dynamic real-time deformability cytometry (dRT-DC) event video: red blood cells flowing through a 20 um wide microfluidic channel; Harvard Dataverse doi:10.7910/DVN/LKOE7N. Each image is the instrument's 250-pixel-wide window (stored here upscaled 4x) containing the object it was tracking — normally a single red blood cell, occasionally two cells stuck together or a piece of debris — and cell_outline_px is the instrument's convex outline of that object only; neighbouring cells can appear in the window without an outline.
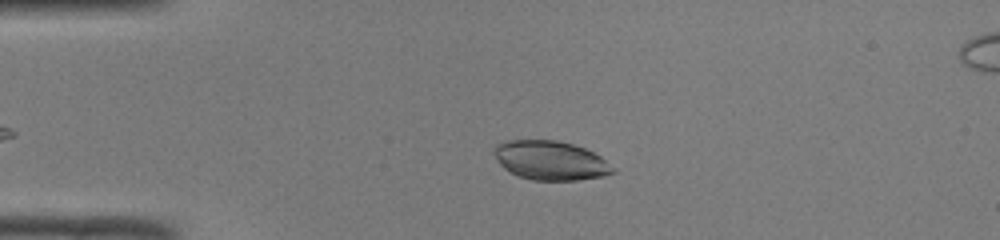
{"species": "common noctule bat (a hibernating species)", "species_latin": "Nyctalus noctula", "temperature_condition": "room temperature", "stored_images_in_passage": 40, "camera_frame_rate_fps": 3000, "um_per_image_px": 0.085, "animal": {"sex": "male", "body_mass_g": 19.0, "forearm_length_mm": 50.8}, "frame": {"image": 1, "passage_image": 7, "time_ms": 2.0, "image_size_px": [1000, 240], "cell_outline_px": [[616, 172], [604, 176], [576, 180], [532, 180], [520, 176], [504, 168], [500, 164], [492, 152], [496, 144], [508, 140], [556, 140], [572, 144], [584, 148], [600, 156], [616, 168]], "centroid_in_image_um": [46.8, 13.63], "position_along_channel_um": 38.2, "area_um2": 27.05}}
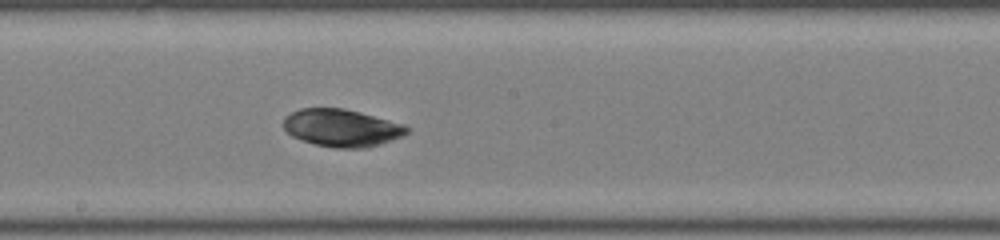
{"frame": {"image": 2, "passage_image": 23, "time_ms": 7.333, "image_size_px": [1000, 240], "cell_outline_px": [[408, 132], [404, 136], [380, 144], [364, 148], [336, 148], [316, 144], [300, 140], [292, 136], [284, 128], [284, 116], [300, 108], [344, 108], [404, 124], [408, 128]], "centroid_in_image_um": [29.04, 10.87], "position_along_channel_um": 219.2, "area_um2": 26.88}}
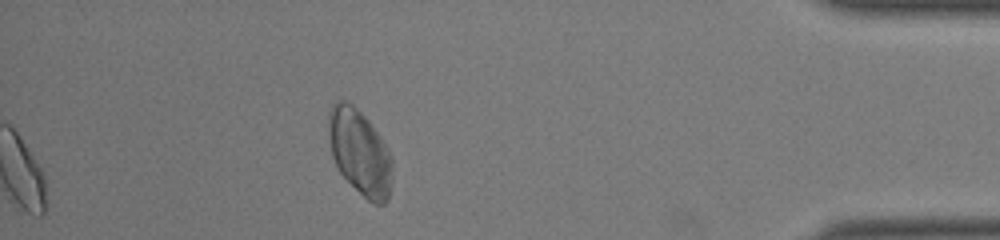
{"frame": {"image": 3, "passage_image": 40, "time_ms": 13.0, "image_size_px": [1000, 240], "cell_outline_px": [[392, 168], [388, 200], [384, 204], [372, 204], [340, 172], [332, 156], [328, 132], [328, 112], [332, 104], [340, 100], [348, 100], [368, 120], [380, 136], [388, 148], [392, 156]], "centroid_in_image_um": [30.58, 12.91], "position_along_channel_um": 404.6, "area_um2": 31.56}, "authors_computed_cell_mechanics": {"area_um2": 26.9926, "velocity_mm_per_s": 4.0335, "shape_relaxation_time_tau1_ms": 6.5933, "shape_relaxation_time_tau2_ms": 1.2293, "deformation_change_tau1": 0.0867, "deformation_change_tau2": 0.0252}}